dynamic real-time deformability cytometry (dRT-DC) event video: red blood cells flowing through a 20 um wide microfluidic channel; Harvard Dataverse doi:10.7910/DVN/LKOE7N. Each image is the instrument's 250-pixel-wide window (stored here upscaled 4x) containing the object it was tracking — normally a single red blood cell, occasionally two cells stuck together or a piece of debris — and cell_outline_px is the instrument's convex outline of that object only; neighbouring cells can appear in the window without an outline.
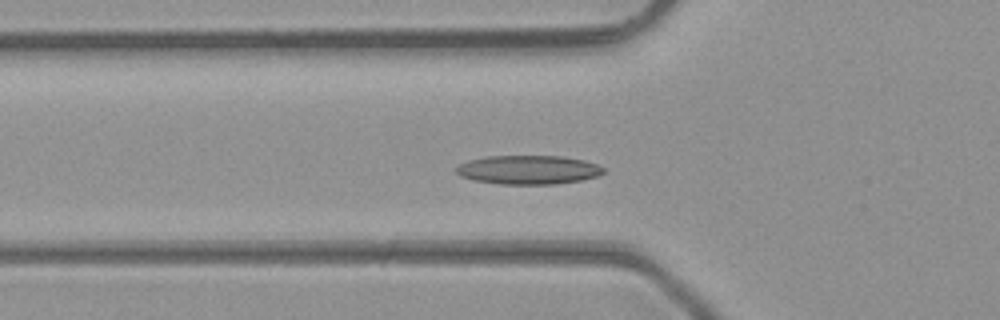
{"species": "common noctule bat (a hibernating species)", "species_latin": "Nyctalus noctula", "temperature_condition": "room temperature", "stored_images_in_passage": 44, "camera_frame_rate_fps": 3000, "um_per_image_px": 0.085, "animal": {"sex": "male", "body_mass_g": 23.1, "forearm_length_mm": 52.7}, "frame": {"image": 1, "passage_image": 12, "time_ms": 3.667, "image_size_px": [1000, 320], "cell_outline_px": [[604, 172], [600, 176], [580, 180], [556, 184], [500, 184], [472, 180], [460, 176], [456, 172], [456, 168], [460, 164], [468, 160], [484, 156], [560, 156], [584, 160], [596, 164], [604, 168]], "centroid_in_image_um": [44.9, 14.43], "position_along_channel_um": 80.9, "area_um2": 24.91}}
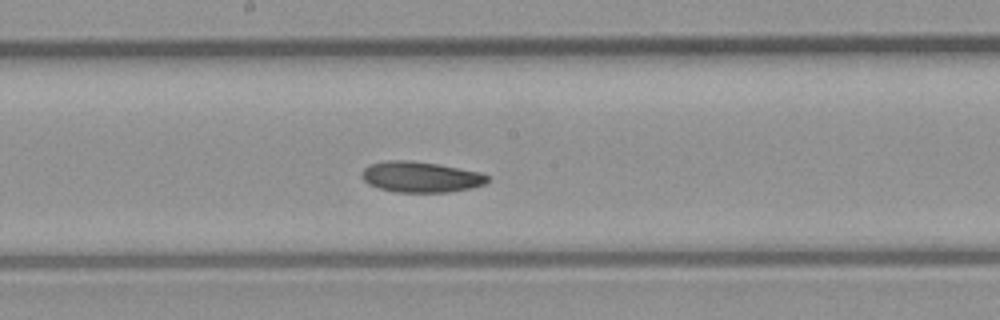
{"frame": {"image": 2, "passage_image": 21, "time_ms": 6.667, "image_size_px": [1000, 320], "cell_outline_px": [[488, 180], [484, 184], [472, 188], [448, 192], [396, 192], [380, 188], [368, 184], [364, 180], [364, 168], [368, 164], [388, 160], [408, 160], [436, 164], [480, 172], [488, 176]], "centroid_in_image_um": [35.76, 15.04], "position_along_channel_um": 212.4, "area_um2": 22.25}}
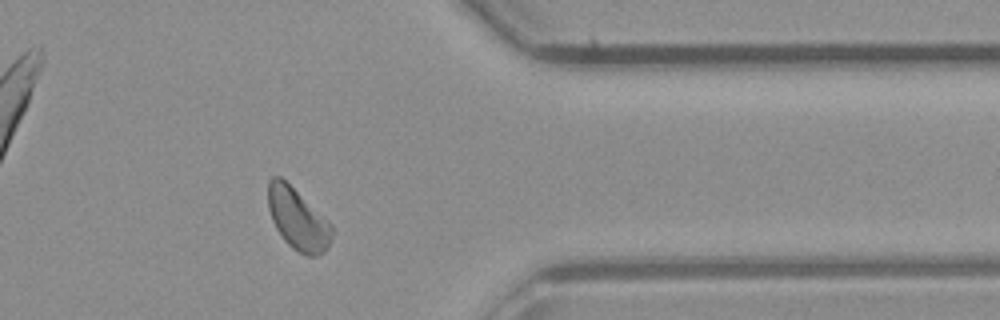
{"frame": {"image": 3, "passage_image": 34, "time_ms": 11.0, "image_size_px": [1000, 320], "cell_outline_px": [[332, 236], [328, 248], [324, 252], [316, 256], [308, 256], [292, 248], [284, 240], [276, 228], [272, 220], [268, 208], [268, 180], [272, 176], [280, 176], [328, 220], [332, 224]], "centroid_in_image_um": [25.3, 18.63], "position_along_channel_um": 386.1, "area_um2": 22.72}, "authors_computed_cell_mechanics": {"area_um2": 22.8021, "velocity_mm_per_s": 4.3501, "shape_relaxation_time_tau1_ms": 5.437, "shape_relaxation_time_tau2_ms": null, "deformation_change_tau1": 0.1088, "deformation_change_tau2": null}}